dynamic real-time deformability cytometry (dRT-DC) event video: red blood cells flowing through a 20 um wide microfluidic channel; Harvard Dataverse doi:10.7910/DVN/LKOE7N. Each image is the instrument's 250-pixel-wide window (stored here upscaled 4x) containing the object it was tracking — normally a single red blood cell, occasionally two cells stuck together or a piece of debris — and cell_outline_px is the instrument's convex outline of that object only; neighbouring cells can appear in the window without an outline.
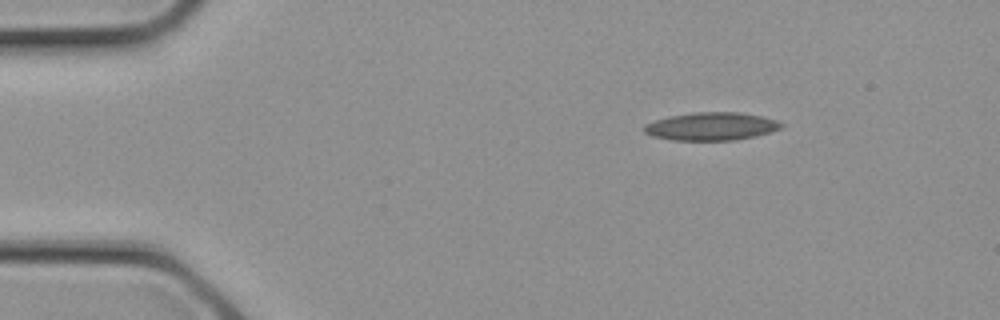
{"species": "common noctule bat (a hibernating species)", "species_latin": "Nyctalus noctula", "temperature_condition": "cold", "stored_images_in_passage": 3, "camera_frame_rate_fps": 3000, "um_per_image_px": 0.085, "animal": {"sex": "female", "body_mass_g": 21.9}, "frame": {"image": 1, "passage_image": 1, "time_ms": 0.0, "image_size_px": [1000, 320], "cell_outline_px": [[784, 124], [780, 128], [772, 132], [756, 136], [736, 140], [672, 140], [652, 136], [644, 132], [644, 124], [668, 116], [692, 112], [736, 112], [760, 116], [780, 120]], "centroid_in_image_um": [60.48, 10.74], "position_along_channel_um": 24.5, "area_um2": 22.48}}